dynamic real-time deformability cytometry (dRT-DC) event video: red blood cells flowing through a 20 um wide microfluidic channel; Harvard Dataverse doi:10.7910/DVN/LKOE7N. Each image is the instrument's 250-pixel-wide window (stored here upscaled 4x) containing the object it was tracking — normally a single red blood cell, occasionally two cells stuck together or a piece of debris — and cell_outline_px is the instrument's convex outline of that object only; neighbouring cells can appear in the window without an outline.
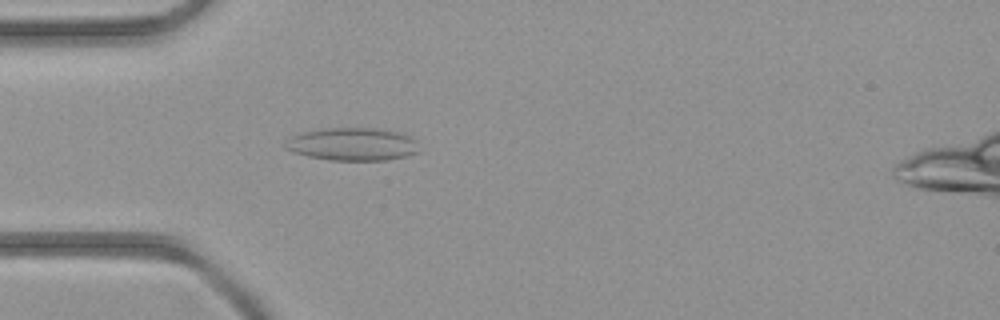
{"species": "common noctule bat (a hibernating species)", "species_latin": "Nyctalus noctula", "temperature_condition": "room temperature", "stored_images_in_passage": 3, "camera_frame_rate_fps": 3000, "um_per_image_px": 0.085, "animal": {"sex": "female", "body_mass_g": 21.9}, "frame": {"image": 1, "passage_image": 3, "time_ms": 2.333, "image_size_px": [1000, 320], "cell_outline_px": [[420, 152], [404, 156], [384, 160], [328, 160], [308, 156], [292, 152], [284, 148], [288, 140], [292, 136], [300, 132], [316, 128], [376, 128], [400, 132], [412, 136], [416, 140]], "centroid_in_image_um": [29.96, 12.24], "position_along_channel_um": 55.0, "area_um2": 25.89}}